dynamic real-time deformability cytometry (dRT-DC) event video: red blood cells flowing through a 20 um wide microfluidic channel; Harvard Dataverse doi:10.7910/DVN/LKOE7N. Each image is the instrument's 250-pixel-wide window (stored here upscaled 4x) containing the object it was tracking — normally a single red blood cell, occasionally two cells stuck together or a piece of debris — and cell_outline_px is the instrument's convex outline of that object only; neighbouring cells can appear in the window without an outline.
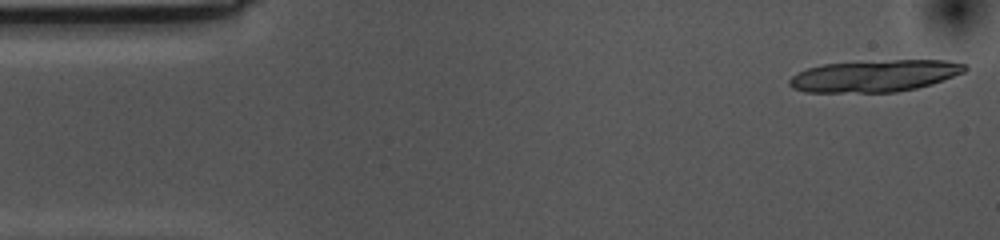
{"species": "common noctule bat (a hibernating species)", "species_latin": "Nyctalus noctula", "temperature_condition": "cold", "stored_images_in_passage": 16, "camera_frame_rate_fps": 3000, "um_per_image_px": 0.085, "animal": {"sex": "female", "body_mass_g": 10.0, "forearm_length_mm": 53.1}, "frame": {"image": 1, "passage_image": 1, "time_ms": 0.0, "image_size_px": [1000, 240], "cell_outline_px": [[968, 68], [964, 72], [932, 84], [916, 88], [896, 92], [804, 92], [792, 88], [788, 84], [788, 80], [792, 76], [808, 68], [824, 64], [896, 60], [948, 60], [968, 64]], "centroid_in_image_um": [74.38, 6.45], "position_along_channel_um": 10.6, "area_um2": 32.48}}